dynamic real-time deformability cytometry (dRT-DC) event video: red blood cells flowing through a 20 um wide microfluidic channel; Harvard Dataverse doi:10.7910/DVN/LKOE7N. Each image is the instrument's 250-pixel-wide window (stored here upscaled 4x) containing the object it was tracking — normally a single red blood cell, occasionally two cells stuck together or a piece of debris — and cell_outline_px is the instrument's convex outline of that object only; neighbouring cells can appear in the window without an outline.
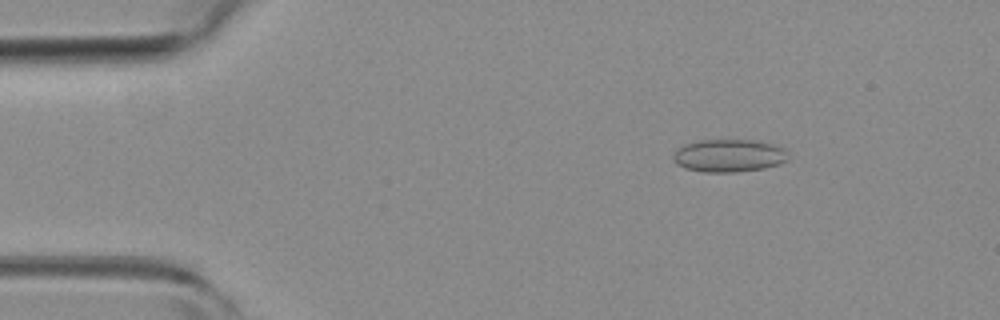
{"species": "common noctule bat (a hibernating species)", "species_latin": "Nyctalus noctula", "temperature_condition": "room temperature", "stored_images_in_passage": 51, "camera_frame_rate_fps": 3000, "um_per_image_px": 0.085, "animal": {"sex": "female", "body_mass_g": 19.3, "forearm_length_mm": 54.1}, "frame": {"image": 1, "passage_image": 7, "time_ms": 2.0, "image_size_px": [1000, 320], "cell_outline_px": [[788, 160], [780, 164], [764, 168], [736, 172], [704, 172], [684, 168], [676, 164], [672, 156], [684, 144], [700, 140], [756, 140], [772, 144], [784, 148]], "centroid_in_image_um": [61.96, 13.23], "position_along_channel_um": 23.0, "area_um2": 21.91}}
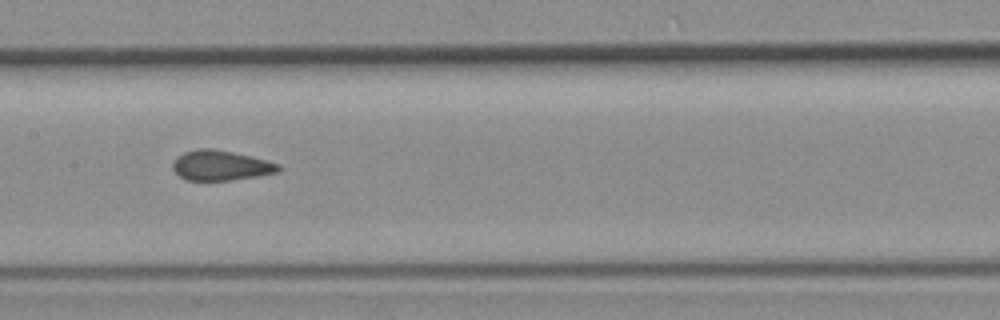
{"frame": {"image": 2, "passage_image": 25, "time_ms": 8.0, "image_size_px": [1000, 320], "cell_outline_px": [[284, 168], [280, 172], [256, 176], [228, 180], [184, 180], [172, 168], [172, 164], [176, 156], [184, 152], [196, 148], [212, 148], [252, 156], [268, 160], [280, 164]], "centroid_in_image_um": [18.79, 14.05], "position_along_channel_um": 188.6, "area_um2": 18.73}}
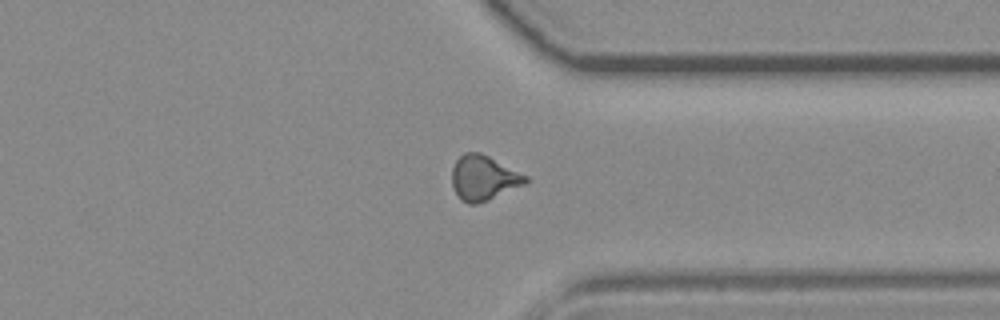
{"frame": {"image": 3, "passage_image": 39, "time_ms": 12.667, "image_size_px": [1000, 320], "cell_outline_px": [[532, 180], [524, 184], [488, 200], [476, 204], [468, 204], [460, 200], [452, 184], [452, 168], [456, 160], [464, 152], [480, 152], [528, 176]], "centroid_in_image_um": [41.1, 15.12], "position_along_channel_um": 370.3, "area_um2": 19.19}, "authors_computed_cell_mechanics": {"area_um2": 19.1318, "velocity_mm_per_s": 3.9345, "shape_relaxation_time_tau1_ms": 8.7173, "shape_relaxation_time_tau2_ms": 1.1741, "deformation_change_tau1": 0.1378, "deformation_change_tau2": 0.0634}}